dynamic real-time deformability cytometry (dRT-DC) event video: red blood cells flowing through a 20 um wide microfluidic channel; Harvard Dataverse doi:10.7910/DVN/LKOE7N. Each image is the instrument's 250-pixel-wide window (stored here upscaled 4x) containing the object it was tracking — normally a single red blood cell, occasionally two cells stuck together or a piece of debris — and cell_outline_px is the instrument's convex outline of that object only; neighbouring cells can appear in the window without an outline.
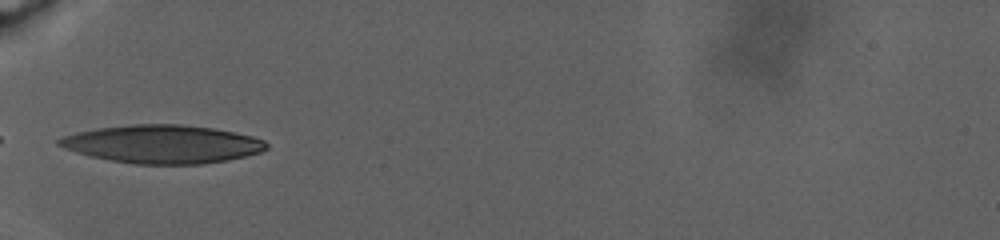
{"species": "human", "species_latin": "Homo sapiens", "temperature_condition": "warm", "stored_images_in_passage": 51, "camera_frame_rate_fps": 3000, "um_per_image_px": 0.085, "donor": {"sex": "male"}, "frame": {"image": 1, "passage_image": 1, "time_ms": 0.0, "image_size_px": [1000, 240], "cell_outline_px": [[268, 148], [260, 152], [228, 160], [204, 164], [136, 164], [112, 160], [92, 156], [76, 152], [64, 148], [56, 144], [56, 140], [64, 136], [76, 132], [100, 128], [132, 124], [180, 124], [212, 128], [236, 132], [252, 136], [264, 140], [268, 144]], "centroid_in_image_um": [13.83, 12.25], "position_along_channel_um": 71.2, "area_um2": 46.07}}
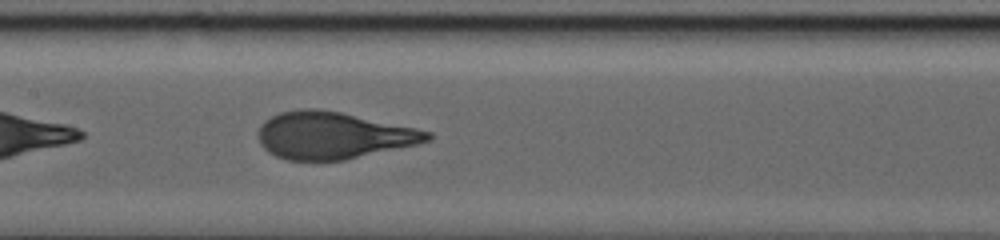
{"frame": {"image": 2, "passage_image": 22, "time_ms": 5.0, "image_size_px": [1000, 240], "cell_outline_px": [[432, 140], [416, 144], [344, 160], [288, 160], [276, 156], [268, 152], [260, 144], [260, 124], [264, 120], [280, 112], [300, 108], [316, 108], [340, 112], [416, 128], [432, 132]], "centroid_in_image_um": [28.3, 11.5], "position_along_channel_um": 179.1, "area_um2": 46.07}}
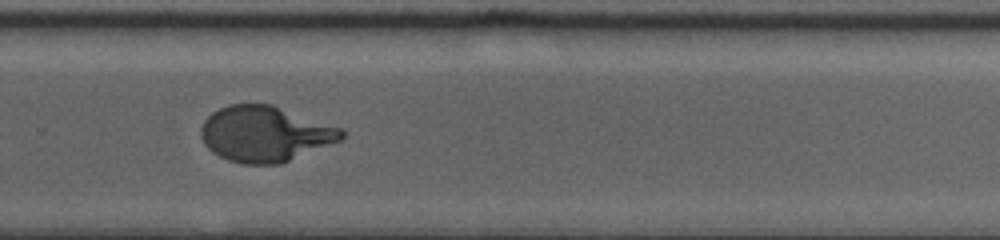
{"frame": {"image": 3, "passage_image": 46, "time_ms": 10.667, "image_size_px": [1000, 240], "cell_outline_px": [[344, 136], [340, 140], [280, 164], [240, 164], [228, 160], [212, 152], [204, 144], [200, 136], [200, 128], [204, 120], [212, 112], [228, 104], [272, 104], [340, 128], [344, 132]], "centroid_in_image_um": [22.47, 11.38], "position_along_channel_um": 307.3, "area_um2": 45.37}}